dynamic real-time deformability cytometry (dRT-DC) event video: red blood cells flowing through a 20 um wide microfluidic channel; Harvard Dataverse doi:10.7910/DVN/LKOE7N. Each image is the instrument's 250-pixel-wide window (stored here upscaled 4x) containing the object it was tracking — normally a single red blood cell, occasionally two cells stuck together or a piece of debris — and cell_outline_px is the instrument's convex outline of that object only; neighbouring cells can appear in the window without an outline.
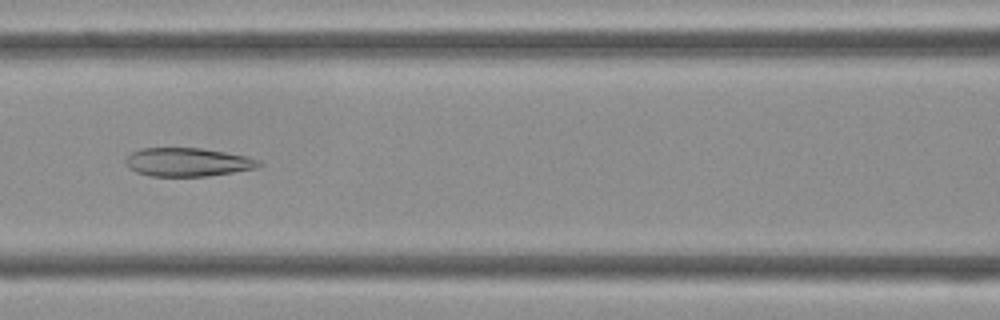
{"species": "Egyptian fruit bat (a non-hibernating species)", "species_latin": "Rousettus aegyptiacus", "temperature_condition": "cold", "stored_images_in_passage": 43, "camera_frame_rate_fps": 3000, "um_per_image_px": 0.085, "frame": {"image": 1, "passage_image": 19, "time_ms": 6.0, "image_size_px": [1000, 320], "cell_outline_px": [[264, 164], [256, 168], [208, 176], [152, 176], [136, 172], [128, 168], [124, 160], [132, 152], [140, 148], [200, 148], [248, 156], [260, 160]], "centroid_in_image_um": [15.96, 13.78], "position_along_channel_um": 150.6, "area_um2": 22.2}}
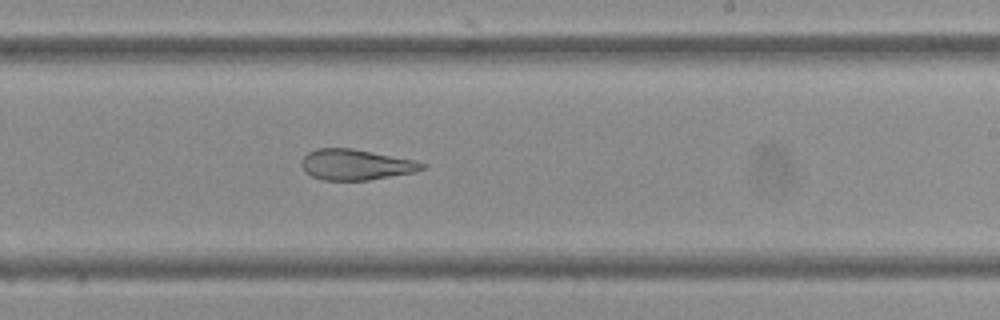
{"frame": {"image": 2, "passage_image": 26, "time_ms": 8.333, "image_size_px": [1000, 320], "cell_outline_px": [[428, 168], [412, 172], [368, 180], [324, 180], [312, 176], [304, 172], [300, 164], [300, 160], [308, 152], [316, 148], [352, 148], [416, 160], [428, 164]], "centroid_in_image_um": [30.24, 13.98], "position_along_channel_um": 258.8, "area_um2": 21.73}}
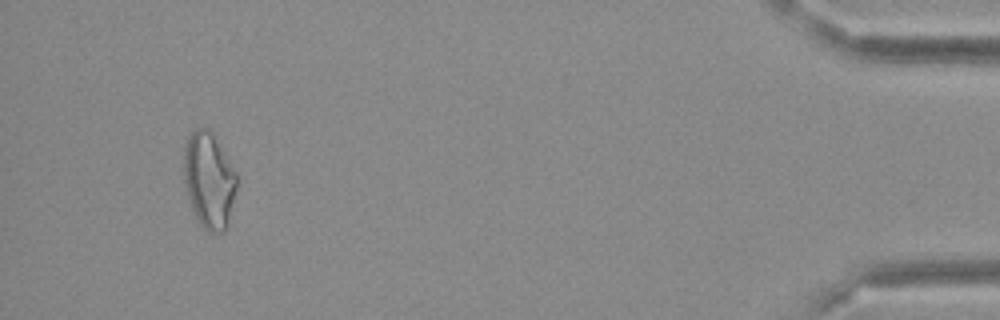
{"frame": {"image": 3, "passage_image": 41, "time_ms": 13.333, "image_size_px": [1000, 320], "cell_outline_px": [[236, 188], [228, 228], [224, 232], [208, 232], [196, 220], [184, 184], [184, 148], [188, 136], [196, 128], [208, 128], [212, 132], [236, 172]], "centroid_in_image_um": [17.76, 15.35], "position_along_channel_um": 417.4, "area_um2": 29.65}}